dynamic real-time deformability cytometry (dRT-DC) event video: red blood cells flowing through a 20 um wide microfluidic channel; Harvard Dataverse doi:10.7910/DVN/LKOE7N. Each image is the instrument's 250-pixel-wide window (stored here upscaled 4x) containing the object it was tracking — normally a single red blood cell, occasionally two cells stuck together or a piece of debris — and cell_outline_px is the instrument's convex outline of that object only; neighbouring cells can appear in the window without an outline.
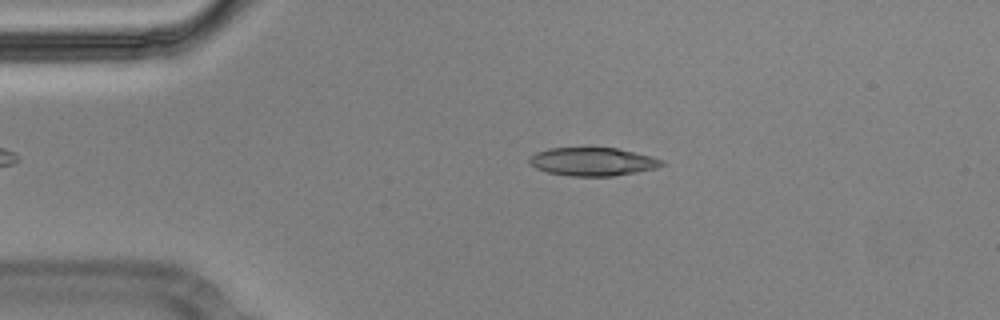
{"species": "Egyptian fruit bat (a non-hibernating species)", "species_latin": "Rousettus aegyptiacus", "temperature_condition": "cold", "stored_images_in_passage": 54, "camera_frame_rate_fps": 3000, "um_per_image_px": 0.085, "animal": {"sex": "male"}, "frame": {"image": 1, "passage_image": 10, "time_ms": 3.0, "image_size_px": [1000, 320], "cell_outline_px": [[664, 164], [656, 168], [636, 172], [612, 176], [572, 176], [548, 172], [536, 168], [528, 164], [528, 156], [536, 152], [548, 148], [616, 148], [664, 160]], "centroid_in_image_um": [50.31, 13.74], "position_along_channel_um": 34.7, "area_um2": 21.68}}
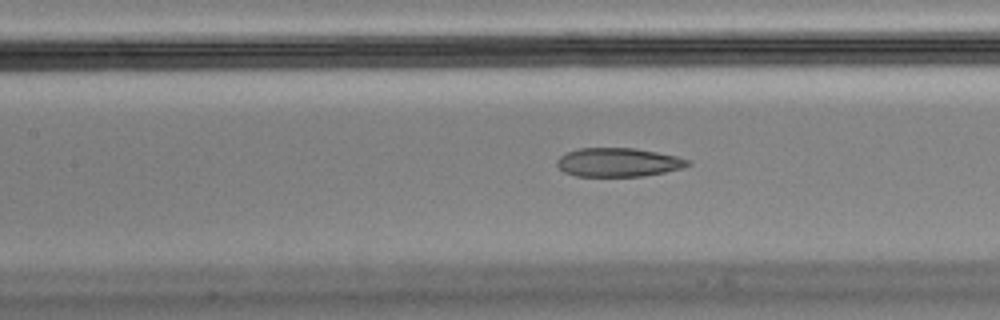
{"frame": {"image": 2, "passage_image": 23, "time_ms": 7.333, "image_size_px": [1000, 320], "cell_outline_px": [[692, 164], [684, 168], [644, 176], [576, 176], [564, 172], [556, 164], [556, 160], [560, 156], [568, 152], [580, 148], [636, 148], [676, 156], [692, 160]], "centroid_in_image_um": [52.59, 13.8], "position_along_channel_um": 154.8, "area_um2": 22.02}}
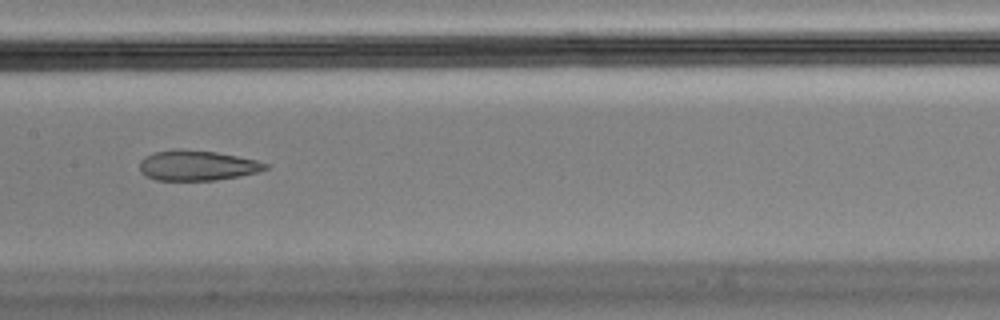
{"frame": {"image": 3, "passage_image": 26, "time_ms": 8.333, "image_size_px": [1000, 320], "cell_outline_px": [[268, 168], [256, 172], [240, 176], [216, 180], [156, 180], [144, 176], [140, 172], [140, 160], [144, 156], [156, 152], [216, 152], [256, 160], [268, 164]], "centroid_in_image_um": [16.76, 14.11], "position_along_channel_um": 190.6, "area_um2": 21.27}, "authors_computed_cell_mechanics": {"area_um2": 23.1489, "velocity_mm_per_s": 3.578, "shape_relaxation_time_tau1_ms": null, "shape_relaxation_time_tau2_ms": 1.6041, "deformation_change_tau1": null, "deformation_change_tau2": 0.0715}}